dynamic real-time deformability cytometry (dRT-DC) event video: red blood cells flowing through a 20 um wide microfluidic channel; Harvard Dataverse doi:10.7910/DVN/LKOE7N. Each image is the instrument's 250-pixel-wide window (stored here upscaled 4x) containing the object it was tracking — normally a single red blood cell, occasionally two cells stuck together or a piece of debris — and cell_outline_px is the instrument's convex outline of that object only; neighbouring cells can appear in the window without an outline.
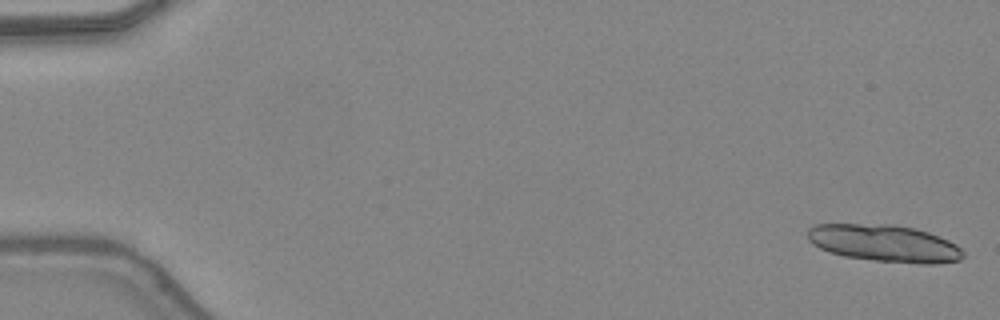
{"species": "common noctule bat (a hibernating species)", "species_latin": "Nyctalus noctula", "temperature_condition": "warm", "stored_images_in_passage": 47, "camera_frame_rate_fps": 3000, "um_per_image_px": 0.085, "animal": {"sex": "female", "body_mass_g": 24.6, "forearm_length_mm": 56.2}, "frame": {"image": 1, "passage_image": 1, "time_ms": 0.0, "image_size_px": [1000, 320], "cell_outline_px": [[964, 256], [960, 260], [936, 264], [920, 264], [876, 260], [844, 256], [828, 252], [812, 244], [808, 240], [808, 228], [816, 224], [892, 224], [912, 228], [928, 232], [948, 240], [956, 244], [964, 252]], "centroid_in_image_um": [75.17, 20.68], "position_along_channel_um": 9.8, "area_um2": 33.64}}
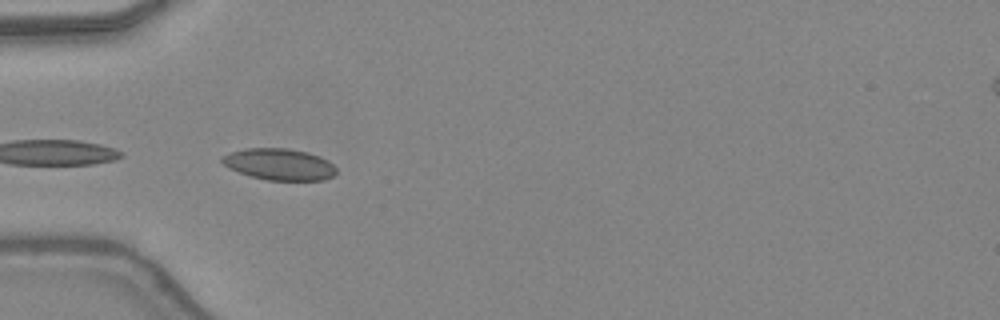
{"frame": {"image": 2, "passage_image": 16, "time_ms": 5.0, "image_size_px": [1000, 320], "cell_outline_px": [[336, 172], [332, 176], [324, 180], [268, 180], [248, 176], [228, 168], [220, 160], [220, 156], [244, 148], [288, 148], [308, 152], [320, 156], [328, 160], [336, 168]], "centroid_in_image_um": [23.72, 13.96], "position_along_channel_um": 61.3, "area_um2": 21.15}, "authors_computed_cell_mechanics": {"area_um2": 19.941, "velocity_mm_per_s": 4.3881, "shape_relaxation_time_tau1_ms": 3.4381, "shape_relaxation_time_tau2_ms": 2.5135, "deformation_change_tau1": 0.1142, "deformation_change_tau2": 0.0778}}